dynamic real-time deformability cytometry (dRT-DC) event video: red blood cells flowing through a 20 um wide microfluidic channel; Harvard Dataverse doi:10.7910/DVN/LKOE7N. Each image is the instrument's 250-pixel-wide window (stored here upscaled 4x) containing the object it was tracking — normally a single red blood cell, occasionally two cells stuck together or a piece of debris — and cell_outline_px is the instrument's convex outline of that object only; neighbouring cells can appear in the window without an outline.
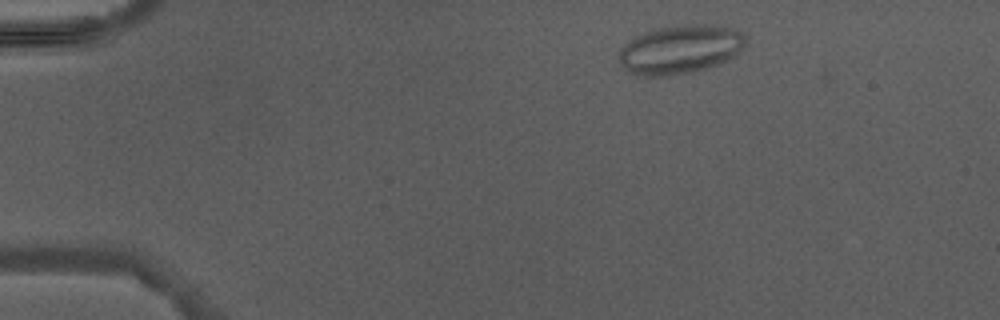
{"species": "Egyptian fruit bat (a non-hibernating species)", "species_latin": "Rousettus aegyptiacus", "temperature_condition": "warm", "stored_images_in_passage": 3, "camera_frame_rate_fps": 3000, "um_per_image_px": 0.085, "animal": {"sex": "male"}, "frame": {"image": 1, "passage_image": 1, "time_ms": 0.0, "image_size_px": [1000, 320], "cell_outline_px": [[744, 48], [736, 56], [720, 64], [688, 72], [668, 76], [636, 76], [628, 72], [620, 64], [620, 52], [624, 44], [632, 36], [652, 28], [688, 24], [704, 24], [736, 28], [744, 32]], "centroid_in_image_um": [57.81, 4.18], "position_along_channel_um": 27.2, "area_um2": 36.53}}
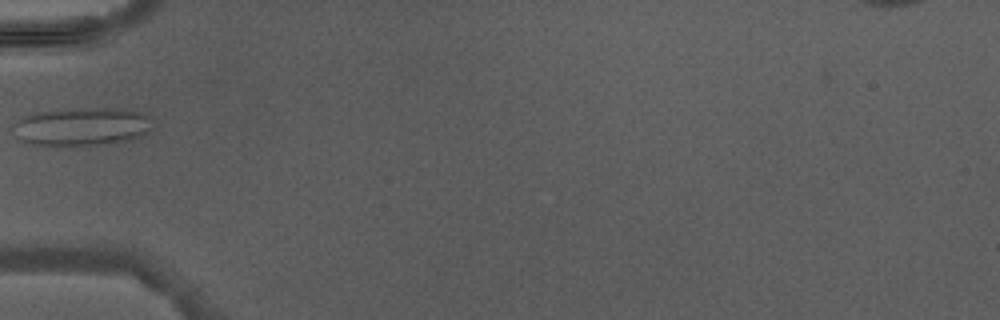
{"frame": {"image": 2, "passage_image": 3, "time_ms": 3.0, "image_size_px": [1000, 320], "cell_outline_px": [[156, 128], [132, 140], [68, 148], [60, 148], [28, 144], [20, 140], [16, 136], [12, 124], [24, 116], [36, 112], [104, 108], [124, 108], [144, 112], [152, 116]], "centroid_in_image_um": [7.02, 10.8], "position_along_channel_um": 78.0, "area_um2": 32.14}}